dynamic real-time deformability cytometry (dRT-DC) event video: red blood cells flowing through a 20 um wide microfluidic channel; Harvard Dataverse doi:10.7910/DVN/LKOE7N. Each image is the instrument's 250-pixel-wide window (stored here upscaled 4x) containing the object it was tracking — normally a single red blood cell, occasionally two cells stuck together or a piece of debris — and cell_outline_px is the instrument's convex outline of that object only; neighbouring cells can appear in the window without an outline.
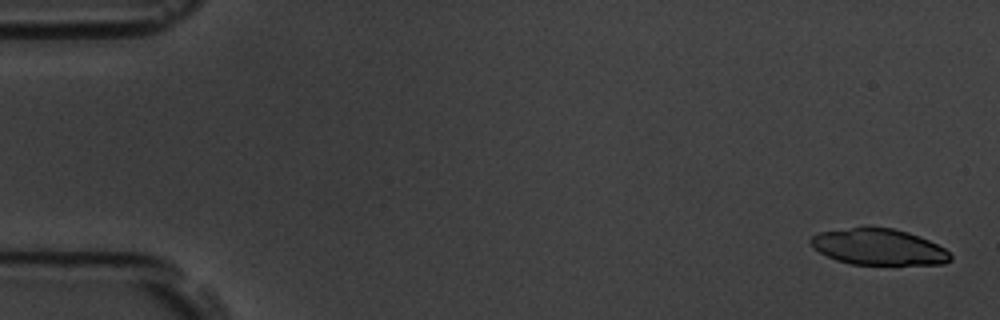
{"species": "common noctule bat (a hibernating species)", "species_latin": "Nyctalus noctula", "temperature_condition": "room temperature", "stored_images_in_passage": 5, "camera_frame_rate_fps": 3000, "um_per_image_px": 0.085, "animal": {"sex": "male", "body_mass_g": 19.5, "forearm_length_mm": 54.6}, "frame": {"image": 1, "passage_image": 1, "time_ms": 0.0, "image_size_px": [1000, 320], "cell_outline_px": [[952, 260], [944, 264], [852, 264], [836, 260], [820, 252], [808, 240], [812, 236], [820, 232], [868, 224], [892, 228], [908, 232], [928, 240], [944, 248], [952, 256]], "centroid_in_image_um": [74.67, 20.95], "position_along_channel_um": 10.3, "area_um2": 29.71}}